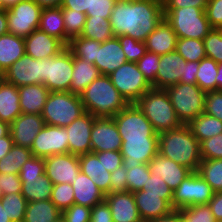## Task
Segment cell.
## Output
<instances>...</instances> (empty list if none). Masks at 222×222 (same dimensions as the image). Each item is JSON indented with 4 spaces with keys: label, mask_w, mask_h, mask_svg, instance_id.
Listing matches in <instances>:
<instances>
[{
    "label": "cell",
    "mask_w": 222,
    "mask_h": 222,
    "mask_svg": "<svg viewBox=\"0 0 222 222\" xmlns=\"http://www.w3.org/2000/svg\"><path fill=\"white\" fill-rule=\"evenodd\" d=\"M154 1H157V2L161 3L162 5H164L167 0H154Z\"/></svg>",
    "instance_id": "75"
},
{
    "label": "cell",
    "mask_w": 222,
    "mask_h": 222,
    "mask_svg": "<svg viewBox=\"0 0 222 222\" xmlns=\"http://www.w3.org/2000/svg\"><path fill=\"white\" fill-rule=\"evenodd\" d=\"M8 33L6 10H0V36Z\"/></svg>",
    "instance_id": "69"
},
{
    "label": "cell",
    "mask_w": 222,
    "mask_h": 222,
    "mask_svg": "<svg viewBox=\"0 0 222 222\" xmlns=\"http://www.w3.org/2000/svg\"><path fill=\"white\" fill-rule=\"evenodd\" d=\"M164 18L163 5L154 0H116L109 18L114 37L145 42Z\"/></svg>",
    "instance_id": "1"
},
{
    "label": "cell",
    "mask_w": 222,
    "mask_h": 222,
    "mask_svg": "<svg viewBox=\"0 0 222 222\" xmlns=\"http://www.w3.org/2000/svg\"><path fill=\"white\" fill-rule=\"evenodd\" d=\"M45 123L40 114H20L10 124V134L14 145L31 148L35 137Z\"/></svg>",
    "instance_id": "21"
},
{
    "label": "cell",
    "mask_w": 222,
    "mask_h": 222,
    "mask_svg": "<svg viewBox=\"0 0 222 222\" xmlns=\"http://www.w3.org/2000/svg\"><path fill=\"white\" fill-rule=\"evenodd\" d=\"M25 54L24 38L6 33L0 36V73H4Z\"/></svg>",
    "instance_id": "31"
},
{
    "label": "cell",
    "mask_w": 222,
    "mask_h": 222,
    "mask_svg": "<svg viewBox=\"0 0 222 222\" xmlns=\"http://www.w3.org/2000/svg\"><path fill=\"white\" fill-rule=\"evenodd\" d=\"M55 222H66L63 217L61 216L58 220H56Z\"/></svg>",
    "instance_id": "77"
},
{
    "label": "cell",
    "mask_w": 222,
    "mask_h": 222,
    "mask_svg": "<svg viewBox=\"0 0 222 222\" xmlns=\"http://www.w3.org/2000/svg\"><path fill=\"white\" fill-rule=\"evenodd\" d=\"M165 90L182 124H188L192 119L204 113L207 92L197 84L177 83Z\"/></svg>",
    "instance_id": "7"
},
{
    "label": "cell",
    "mask_w": 222,
    "mask_h": 222,
    "mask_svg": "<svg viewBox=\"0 0 222 222\" xmlns=\"http://www.w3.org/2000/svg\"><path fill=\"white\" fill-rule=\"evenodd\" d=\"M158 153L183 165L193 172L202 161L200 142L194 137L187 124L158 134Z\"/></svg>",
    "instance_id": "2"
},
{
    "label": "cell",
    "mask_w": 222,
    "mask_h": 222,
    "mask_svg": "<svg viewBox=\"0 0 222 222\" xmlns=\"http://www.w3.org/2000/svg\"><path fill=\"white\" fill-rule=\"evenodd\" d=\"M33 156L47 158L55 154L69 153L68 134L65 127L45 124L30 148Z\"/></svg>",
    "instance_id": "13"
},
{
    "label": "cell",
    "mask_w": 222,
    "mask_h": 222,
    "mask_svg": "<svg viewBox=\"0 0 222 222\" xmlns=\"http://www.w3.org/2000/svg\"><path fill=\"white\" fill-rule=\"evenodd\" d=\"M176 51L186 60L200 62L206 57L204 41L191 38H177Z\"/></svg>",
    "instance_id": "43"
},
{
    "label": "cell",
    "mask_w": 222,
    "mask_h": 222,
    "mask_svg": "<svg viewBox=\"0 0 222 222\" xmlns=\"http://www.w3.org/2000/svg\"><path fill=\"white\" fill-rule=\"evenodd\" d=\"M120 152L126 169L148 164L158 154V138L122 140Z\"/></svg>",
    "instance_id": "18"
},
{
    "label": "cell",
    "mask_w": 222,
    "mask_h": 222,
    "mask_svg": "<svg viewBox=\"0 0 222 222\" xmlns=\"http://www.w3.org/2000/svg\"><path fill=\"white\" fill-rule=\"evenodd\" d=\"M41 8L61 7L63 0H33Z\"/></svg>",
    "instance_id": "68"
},
{
    "label": "cell",
    "mask_w": 222,
    "mask_h": 222,
    "mask_svg": "<svg viewBox=\"0 0 222 222\" xmlns=\"http://www.w3.org/2000/svg\"><path fill=\"white\" fill-rule=\"evenodd\" d=\"M115 2L116 0H93L91 3V11H87L86 16L109 19Z\"/></svg>",
    "instance_id": "55"
},
{
    "label": "cell",
    "mask_w": 222,
    "mask_h": 222,
    "mask_svg": "<svg viewBox=\"0 0 222 222\" xmlns=\"http://www.w3.org/2000/svg\"><path fill=\"white\" fill-rule=\"evenodd\" d=\"M10 134V124L0 120V138Z\"/></svg>",
    "instance_id": "71"
},
{
    "label": "cell",
    "mask_w": 222,
    "mask_h": 222,
    "mask_svg": "<svg viewBox=\"0 0 222 222\" xmlns=\"http://www.w3.org/2000/svg\"><path fill=\"white\" fill-rule=\"evenodd\" d=\"M126 177L127 169L123 165L117 168L115 171L111 172L110 193L128 191Z\"/></svg>",
    "instance_id": "59"
},
{
    "label": "cell",
    "mask_w": 222,
    "mask_h": 222,
    "mask_svg": "<svg viewBox=\"0 0 222 222\" xmlns=\"http://www.w3.org/2000/svg\"><path fill=\"white\" fill-rule=\"evenodd\" d=\"M208 0H167L163 8L195 7L206 8Z\"/></svg>",
    "instance_id": "62"
},
{
    "label": "cell",
    "mask_w": 222,
    "mask_h": 222,
    "mask_svg": "<svg viewBox=\"0 0 222 222\" xmlns=\"http://www.w3.org/2000/svg\"><path fill=\"white\" fill-rule=\"evenodd\" d=\"M43 8L33 0H24L6 10L8 33L26 38L38 29Z\"/></svg>",
    "instance_id": "12"
},
{
    "label": "cell",
    "mask_w": 222,
    "mask_h": 222,
    "mask_svg": "<svg viewBox=\"0 0 222 222\" xmlns=\"http://www.w3.org/2000/svg\"><path fill=\"white\" fill-rule=\"evenodd\" d=\"M62 212L74 204V189L70 183L53 185L50 199Z\"/></svg>",
    "instance_id": "46"
},
{
    "label": "cell",
    "mask_w": 222,
    "mask_h": 222,
    "mask_svg": "<svg viewBox=\"0 0 222 222\" xmlns=\"http://www.w3.org/2000/svg\"><path fill=\"white\" fill-rule=\"evenodd\" d=\"M142 190L147 193H173V190L158 175H151Z\"/></svg>",
    "instance_id": "61"
},
{
    "label": "cell",
    "mask_w": 222,
    "mask_h": 222,
    "mask_svg": "<svg viewBox=\"0 0 222 222\" xmlns=\"http://www.w3.org/2000/svg\"><path fill=\"white\" fill-rule=\"evenodd\" d=\"M90 222H113L111 209L106 201L91 208Z\"/></svg>",
    "instance_id": "60"
},
{
    "label": "cell",
    "mask_w": 222,
    "mask_h": 222,
    "mask_svg": "<svg viewBox=\"0 0 222 222\" xmlns=\"http://www.w3.org/2000/svg\"><path fill=\"white\" fill-rule=\"evenodd\" d=\"M13 145L11 134L0 138V160L10 152Z\"/></svg>",
    "instance_id": "66"
},
{
    "label": "cell",
    "mask_w": 222,
    "mask_h": 222,
    "mask_svg": "<svg viewBox=\"0 0 222 222\" xmlns=\"http://www.w3.org/2000/svg\"><path fill=\"white\" fill-rule=\"evenodd\" d=\"M95 117L85 112L66 126L68 134L69 153L82 155L91 152V131Z\"/></svg>",
    "instance_id": "20"
},
{
    "label": "cell",
    "mask_w": 222,
    "mask_h": 222,
    "mask_svg": "<svg viewBox=\"0 0 222 222\" xmlns=\"http://www.w3.org/2000/svg\"><path fill=\"white\" fill-rule=\"evenodd\" d=\"M80 97L85 111L94 117H113L129 104L110 77L102 74L87 86Z\"/></svg>",
    "instance_id": "3"
},
{
    "label": "cell",
    "mask_w": 222,
    "mask_h": 222,
    "mask_svg": "<svg viewBox=\"0 0 222 222\" xmlns=\"http://www.w3.org/2000/svg\"><path fill=\"white\" fill-rule=\"evenodd\" d=\"M186 60L175 50L160 55L156 80L151 84L153 89H166L180 82L184 76Z\"/></svg>",
    "instance_id": "19"
},
{
    "label": "cell",
    "mask_w": 222,
    "mask_h": 222,
    "mask_svg": "<svg viewBox=\"0 0 222 222\" xmlns=\"http://www.w3.org/2000/svg\"><path fill=\"white\" fill-rule=\"evenodd\" d=\"M33 157L29 148L13 145L10 152L0 160V173L19 175L22 166Z\"/></svg>",
    "instance_id": "37"
},
{
    "label": "cell",
    "mask_w": 222,
    "mask_h": 222,
    "mask_svg": "<svg viewBox=\"0 0 222 222\" xmlns=\"http://www.w3.org/2000/svg\"><path fill=\"white\" fill-rule=\"evenodd\" d=\"M111 209L113 222H141L135 198L132 192H114L105 196Z\"/></svg>",
    "instance_id": "24"
},
{
    "label": "cell",
    "mask_w": 222,
    "mask_h": 222,
    "mask_svg": "<svg viewBox=\"0 0 222 222\" xmlns=\"http://www.w3.org/2000/svg\"><path fill=\"white\" fill-rule=\"evenodd\" d=\"M148 168L151 175L160 176L173 191L193 172L159 153L148 163Z\"/></svg>",
    "instance_id": "23"
},
{
    "label": "cell",
    "mask_w": 222,
    "mask_h": 222,
    "mask_svg": "<svg viewBox=\"0 0 222 222\" xmlns=\"http://www.w3.org/2000/svg\"><path fill=\"white\" fill-rule=\"evenodd\" d=\"M107 171L113 172L123 165V157L120 151L94 152Z\"/></svg>",
    "instance_id": "56"
},
{
    "label": "cell",
    "mask_w": 222,
    "mask_h": 222,
    "mask_svg": "<svg viewBox=\"0 0 222 222\" xmlns=\"http://www.w3.org/2000/svg\"><path fill=\"white\" fill-rule=\"evenodd\" d=\"M108 76L129 104L135 103L152 89V85L138 69L136 62L127 61Z\"/></svg>",
    "instance_id": "9"
},
{
    "label": "cell",
    "mask_w": 222,
    "mask_h": 222,
    "mask_svg": "<svg viewBox=\"0 0 222 222\" xmlns=\"http://www.w3.org/2000/svg\"><path fill=\"white\" fill-rule=\"evenodd\" d=\"M62 212L51 200L28 202L23 222H55Z\"/></svg>",
    "instance_id": "35"
},
{
    "label": "cell",
    "mask_w": 222,
    "mask_h": 222,
    "mask_svg": "<svg viewBox=\"0 0 222 222\" xmlns=\"http://www.w3.org/2000/svg\"><path fill=\"white\" fill-rule=\"evenodd\" d=\"M163 12L177 38L203 40L213 29L206 17L205 8H163Z\"/></svg>",
    "instance_id": "5"
},
{
    "label": "cell",
    "mask_w": 222,
    "mask_h": 222,
    "mask_svg": "<svg viewBox=\"0 0 222 222\" xmlns=\"http://www.w3.org/2000/svg\"><path fill=\"white\" fill-rule=\"evenodd\" d=\"M20 180L21 193L27 202L51 199L54 184L45 173L41 176L20 177Z\"/></svg>",
    "instance_id": "30"
},
{
    "label": "cell",
    "mask_w": 222,
    "mask_h": 222,
    "mask_svg": "<svg viewBox=\"0 0 222 222\" xmlns=\"http://www.w3.org/2000/svg\"><path fill=\"white\" fill-rule=\"evenodd\" d=\"M44 173L54 185L72 183L80 172L79 156L71 153L55 154L44 158Z\"/></svg>",
    "instance_id": "17"
},
{
    "label": "cell",
    "mask_w": 222,
    "mask_h": 222,
    "mask_svg": "<svg viewBox=\"0 0 222 222\" xmlns=\"http://www.w3.org/2000/svg\"><path fill=\"white\" fill-rule=\"evenodd\" d=\"M187 125L199 142L222 133V121L206 113L192 119Z\"/></svg>",
    "instance_id": "36"
},
{
    "label": "cell",
    "mask_w": 222,
    "mask_h": 222,
    "mask_svg": "<svg viewBox=\"0 0 222 222\" xmlns=\"http://www.w3.org/2000/svg\"><path fill=\"white\" fill-rule=\"evenodd\" d=\"M1 203L11 222L24 221L28 202L22 193L3 195Z\"/></svg>",
    "instance_id": "42"
},
{
    "label": "cell",
    "mask_w": 222,
    "mask_h": 222,
    "mask_svg": "<svg viewBox=\"0 0 222 222\" xmlns=\"http://www.w3.org/2000/svg\"><path fill=\"white\" fill-rule=\"evenodd\" d=\"M90 140L91 152L121 150L122 138L113 117H95Z\"/></svg>",
    "instance_id": "16"
},
{
    "label": "cell",
    "mask_w": 222,
    "mask_h": 222,
    "mask_svg": "<svg viewBox=\"0 0 222 222\" xmlns=\"http://www.w3.org/2000/svg\"><path fill=\"white\" fill-rule=\"evenodd\" d=\"M93 0H63L61 4L62 9H72L81 13L91 11V3Z\"/></svg>",
    "instance_id": "63"
},
{
    "label": "cell",
    "mask_w": 222,
    "mask_h": 222,
    "mask_svg": "<svg viewBox=\"0 0 222 222\" xmlns=\"http://www.w3.org/2000/svg\"><path fill=\"white\" fill-rule=\"evenodd\" d=\"M177 211L183 222H217L208 204L188 206Z\"/></svg>",
    "instance_id": "45"
},
{
    "label": "cell",
    "mask_w": 222,
    "mask_h": 222,
    "mask_svg": "<svg viewBox=\"0 0 222 222\" xmlns=\"http://www.w3.org/2000/svg\"><path fill=\"white\" fill-rule=\"evenodd\" d=\"M159 62L160 55L149 51L136 62L138 69L143 73L150 84L156 80Z\"/></svg>",
    "instance_id": "50"
},
{
    "label": "cell",
    "mask_w": 222,
    "mask_h": 222,
    "mask_svg": "<svg viewBox=\"0 0 222 222\" xmlns=\"http://www.w3.org/2000/svg\"><path fill=\"white\" fill-rule=\"evenodd\" d=\"M0 222H11L0 200Z\"/></svg>",
    "instance_id": "73"
},
{
    "label": "cell",
    "mask_w": 222,
    "mask_h": 222,
    "mask_svg": "<svg viewBox=\"0 0 222 222\" xmlns=\"http://www.w3.org/2000/svg\"><path fill=\"white\" fill-rule=\"evenodd\" d=\"M73 74V55L65 47L56 56L43 59L44 84L50 92H69Z\"/></svg>",
    "instance_id": "8"
},
{
    "label": "cell",
    "mask_w": 222,
    "mask_h": 222,
    "mask_svg": "<svg viewBox=\"0 0 222 222\" xmlns=\"http://www.w3.org/2000/svg\"><path fill=\"white\" fill-rule=\"evenodd\" d=\"M74 189V203L92 208L96 204L105 201V194L99 189L90 177L83 172L71 183Z\"/></svg>",
    "instance_id": "27"
},
{
    "label": "cell",
    "mask_w": 222,
    "mask_h": 222,
    "mask_svg": "<svg viewBox=\"0 0 222 222\" xmlns=\"http://www.w3.org/2000/svg\"><path fill=\"white\" fill-rule=\"evenodd\" d=\"M25 54L34 59H46L56 56L66 46L57 38L36 29L24 38Z\"/></svg>",
    "instance_id": "22"
},
{
    "label": "cell",
    "mask_w": 222,
    "mask_h": 222,
    "mask_svg": "<svg viewBox=\"0 0 222 222\" xmlns=\"http://www.w3.org/2000/svg\"><path fill=\"white\" fill-rule=\"evenodd\" d=\"M154 130L160 132L179 128L182 123L177 118L170 97L164 89H151L136 102Z\"/></svg>",
    "instance_id": "4"
},
{
    "label": "cell",
    "mask_w": 222,
    "mask_h": 222,
    "mask_svg": "<svg viewBox=\"0 0 222 222\" xmlns=\"http://www.w3.org/2000/svg\"><path fill=\"white\" fill-rule=\"evenodd\" d=\"M62 13L67 46L70 39L82 34L86 22V14L72 9H62Z\"/></svg>",
    "instance_id": "44"
},
{
    "label": "cell",
    "mask_w": 222,
    "mask_h": 222,
    "mask_svg": "<svg viewBox=\"0 0 222 222\" xmlns=\"http://www.w3.org/2000/svg\"><path fill=\"white\" fill-rule=\"evenodd\" d=\"M176 41V33L165 18H163L157 27L149 34L145 44L147 51L163 55L176 50Z\"/></svg>",
    "instance_id": "26"
},
{
    "label": "cell",
    "mask_w": 222,
    "mask_h": 222,
    "mask_svg": "<svg viewBox=\"0 0 222 222\" xmlns=\"http://www.w3.org/2000/svg\"><path fill=\"white\" fill-rule=\"evenodd\" d=\"M212 187L197 173L192 172L173 191L172 207L180 208L208 204L214 196Z\"/></svg>",
    "instance_id": "11"
},
{
    "label": "cell",
    "mask_w": 222,
    "mask_h": 222,
    "mask_svg": "<svg viewBox=\"0 0 222 222\" xmlns=\"http://www.w3.org/2000/svg\"><path fill=\"white\" fill-rule=\"evenodd\" d=\"M18 87L4 81L0 88V120L11 124L20 114Z\"/></svg>",
    "instance_id": "32"
},
{
    "label": "cell",
    "mask_w": 222,
    "mask_h": 222,
    "mask_svg": "<svg viewBox=\"0 0 222 222\" xmlns=\"http://www.w3.org/2000/svg\"><path fill=\"white\" fill-rule=\"evenodd\" d=\"M99 76L100 72L94 64L73 57V74L69 92L80 95Z\"/></svg>",
    "instance_id": "33"
},
{
    "label": "cell",
    "mask_w": 222,
    "mask_h": 222,
    "mask_svg": "<svg viewBox=\"0 0 222 222\" xmlns=\"http://www.w3.org/2000/svg\"><path fill=\"white\" fill-rule=\"evenodd\" d=\"M0 10H4V5H3V1L0 0Z\"/></svg>",
    "instance_id": "76"
},
{
    "label": "cell",
    "mask_w": 222,
    "mask_h": 222,
    "mask_svg": "<svg viewBox=\"0 0 222 222\" xmlns=\"http://www.w3.org/2000/svg\"><path fill=\"white\" fill-rule=\"evenodd\" d=\"M38 29L59 39L66 46V32L61 7L43 8Z\"/></svg>",
    "instance_id": "34"
},
{
    "label": "cell",
    "mask_w": 222,
    "mask_h": 222,
    "mask_svg": "<svg viewBox=\"0 0 222 222\" xmlns=\"http://www.w3.org/2000/svg\"><path fill=\"white\" fill-rule=\"evenodd\" d=\"M2 197H3V194H2V191L0 189V200L2 199Z\"/></svg>",
    "instance_id": "78"
},
{
    "label": "cell",
    "mask_w": 222,
    "mask_h": 222,
    "mask_svg": "<svg viewBox=\"0 0 222 222\" xmlns=\"http://www.w3.org/2000/svg\"><path fill=\"white\" fill-rule=\"evenodd\" d=\"M5 81L4 75L2 73H0V88L2 83Z\"/></svg>",
    "instance_id": "74"
},
{
    "label": "cell",
    "mask_w": 222,
    "mask_h": 222,
    "mask_svg": "<svg viewBox=\"0 0 222 222\" xmlns=\"http://www.w3.org/2000/svg\"><path fill=\"white\" fill-rule=\"evenodd\" d=\"M22 182L17 174L0 173V189L3 195L21 193Z\"/></svg>",
    "instance_id": "58"
},
{
    "label": "cell",
    "mask_w": 222,
    "mask_h": 222,
    "mask_svg": "<svg viewBox=\"0 0 222 222\" xmlns=\"http://www.w3.org/2000/svg\"><path fill=\"white\" fill-rule=\"evenodd\" d=\"M151 173L148 168V164H140L139 166L127 169V185L128 191L135 192L142 190L145 183L150 178Z\"/></svg>",
    "instance_id": "49"
},
{
    "label": "cell",
    "mask_w": 222,
    "mask_h": 222,
    "mask_svg": "<svg viewBox=\"0 0 222 222\" xmlns=\"http://www.w3.org/2000/svg\"><path fill=\"white\" fill-rule=\"evenodd\" d=\"M196 172L215 193L222 192V159L202 160Z\"/></svg>",
    "instance_id": "40"
},
{
    "label": "cell",
    "mask_w": 222,
    "mask_h": 222,
    "mask_svg": "<svg viewBox=\"0 0 222 222\" xmlns=\"http://www.w3.org/2000/svg\"><path fill=\"white\" fill-rule=\"evenodd\" d=\"M5 81L16 87L42 84L43 59H34L24 54L14 62L4 73Z\"/></svg>",
    "instance_id": "14"
},
{
    "label": "cell",
    "mask_w": 222,
    "mask_h": 222,
    "mask_svg": "<svg viewBox=\"0 0 222 222\" xmlns=\"http://www.w3.org/2000/svg\"><path fill=\"white\" fill-rule=\"evenodd\" d=\"M80 95L70 92H50L42 110L44 123L66 127L85 113Z\"/></svg>",
    "instance_id": "6"
},
{
    "label": "cell",
    "mask_w": 222,
    "mask_h": 222,
    "mask_svg": "<svg viewBox=\"0 0 222 222\" xmlns=\"http://www.w3.org/2000/svg\"><path fill=\"white\" fill-rule=\"evenodd\" d=\"M113 119L122 140L158 138V133L135 103L128 104Z\"/></svg>",
    "instance_id": "10"
},
{
    "label": "cell",
    "mask_w": 222,
    "mask_h": 222,
    "mask_svg": "<svg viewBox=\"0 0 222 222\" xmlns=\"http://www.w3.org/2000/svg\"><path fill=\"white\" fill-rule=\"evenodd\" d=\"M117 38L127 61L137 62L147 52L145 42L138 41L127 35H120Z\"/></svg>",
    "instance_id": "48"
},
{
    "label": "cell",
    "mask_w": 222,
    "mask_h": 222,
    "mask_svg": "<svg viewBox=\"0 0 222 222\" xmlns=\"http://www.w3.org/2000/svg\"><path fill=\"white\" fill-rule=\"evenodd\" d=\"M150 222H183L180 213L173 210L171 213L160 217L159 219L151 220Z\"/></svg>",
    "instance_id": "67"
},
{
    "label": "cell",
    "mask_w": 222,
    "mask_h": 222,
    "mask_svg": "<svg viewBox=\"0 0 222 222\" xmlns=\"http://www.w3.org/2000/svg\"><path fill=\"white\" fill-rule=\"evenodd\" d=\"M206 57L222 62V30L213 28L203 39Z\"/></svg>",
    "instance_id": "47"
},
{
    "label": "cell",
    "mask_w": 222,
    "mask_h": 222,
    "mask_svg": "<svg viewBox=\"0 0 222 222\" xmlns=\"http://www.w3.org/2000/svg\"><path fill=\"white\" fill-rule=\"evenodd\" d=\"M79 165L80 171L90 177L105 195L110 193L111 172L107 171L94 152L79 155Z\"/></svg>",
    "instance_id": "28"
},
{
    "label": "cell",
    "mask_w": 222,
    "mask_h": 222,
    "mask_svg": "<svg viewBox=\"0 0 222 222\" xmlns=\"http://www.w3.org/2000/svg\"><path fill=\"white\" fill-rule=\"evenodd\" d=\"M218 63L212 58L205 57L199 62L198 71L196 74V84L204 91L216 90V76Z\"/></svg>",
    "instance_id": "41"
},
{
    "label": "cell",
    "mask_w": 222,
    "mask_h": 222,
    "mask_svg": "<svg viewBox=\"0 0 222 222\" xmlns=\"http://www.w3.org/2000/svg\"><path fill=\"white\" fill-rule=\"evenodd\" d=\"M204 113L222 121V90L206 93Z\"/></svg>",
    "instance_id": "52"
},
{
    "label": "cell",
    "mask_w": 222,
    "mask_h": 222,
    "mask_svg": "<svg viewBox=\"0 0 222 222\" xmlns=\"http://www.w3.org/2000/svg\"><path fill=\"white\" fill-rule=\"evenodd\" d=\"M205 14L212 28L222 29V0H208Z\"/></svg>",
    "instance_id": "54"
},
{
    "label": "cell",
    "mask_w": 222,
    "mask_h": 222,
    "mask_svg": "<svg viewBox=\"0 0 222 222\" xmlns=\"http://www.w3.org/2000/svg\"><path fill=\"white\" fill-rule=\"evenodd\" d=\"M218 73L216 76V90H222V62L218 63Z\"/></svg>",
    "instance_id": "70"
},
{
    "label": "cell",
    "mask_w": 222,
    "mask_h": 222,
    "mask_svg": "<svg viewBox=\"0 0 222 222\" xmlns=\"http://www.w3.org/2000/svg\"><path fill=\"white\" fill-rule=\"evenodd\" d=\"M202 160L222 159V133L200 142Z\"/></svg>",
    "instance_id": "51"
},
{
    "label": "cell",
    "mask_w": 222,
    "mask_h": 222,
    "mask_svg": "<svg viewBox=\"0 0 222 222\" xmlns=\"http://www.w3.org/2000/svg\"><path fill=\"white\" fill-rule=\"evenodd\" d=\"M4 5V10H8L11 7L17 5L19 2L24 0H2Z\"/></svg>",
    "instance_id": "72"
},
{
    "label": "cell",
    "mask_w": 222,
    "mask_h": 222,
    "mask_svg": "<svg viewBox=\"0 0 222 222\" xmlns=\"http://www.w3.org/2000/svg\"><path fill=\"white\" fill-rule=\"evenodd\" d=\"M91 208L73 204L62 211V217L66 222H90Z\"/></svg>",
    "instance_id": "53"
},
{
    "label": "cell",
    "mask_w": 222,
    "mask_h": 222,
    "mask_svg": "<svg viewBox=\"0 0 222 222\" xmlns=\"http://www.w3.org/2000/svg\"><path fill=\"white\" fill-rule=\"evenodd\" d=\"M45 161L44 158L36 156L31 157L22 166L19 173L20 177L41 176L44 174Z\"/></svg>",
    "instance_id": "57"
},
{
    "label": "cell",
    "mask_w": 222,
    "mask_h": 222,
    "mask_svg": "<svg viewBox=\"0 0 222 222\" xmlns=\"http://www.w3.org/2000/svg\"><path fill=\"white\" fill-rule=\"evenodd\" d=\"M208 205L211 208L212 214L214 215L217 222L222 221V192L214 193V196L209 201Z\"/></svg>",
    "instance_id": "65"
},
{
    "label": "cell",
    "mask_w": 222,
    "mask_h": 222,
    "mask_svg": "<svg viewBox=\"0 0 222 222\" xmlns=\"http://www.w3.org/2000/svg\"><path fill=\"white\" fill-rule=\"evenodd\" d=\"M20 108L25 114H40L50 91L44 84L26 85L18 88Z\"/></svg>",
    "instance_id": "29"
},
{
    "label": "cell",
    "mask_w": 222,
    "mask_h": 222,
    "mask_svg": "<svg viewBox=\"0 0 222 222\" xmlns=\"http://www.w3.org/2000/svg\"><path fill=\"white\" fill-rule=\"evenodd\" d=\"M199 62L186 61L184 76H181L179 83L196 84V74L198 71Z\"/></svg>",
    "instance_id": "64"
},
{
    "label": "cell",
    "mask_w": 222,
    "mask_h": 222,
    "mask_svg": "<svg viewBox=\"0 0 222 222\" xmlns=\"http://www.w3.org/2000/svg\"><path fill=\"white\" fill-rule=\"evenodd\" d=\"M126 62V55L117 37L101 42L97 48L94 65L102 75L108 76Z\"/></svg>",
    "instance_id": "25"
},
{
    "label": "cell",
    "mask_w": 222,
    "mask_h": 222,
    "mask_svg": "<svg viewBox=\"0 0 222 222\" xmlns=\"http://www.w3.org/2000/svg\"><path fill=\"white\" fill-rule=\"evenodd\" d=\"M100 45L101 42L99 41L84 38L82 36H76L69 40L66 47L71 51L73 57H77L81 60L94 64L97 48H99Z\"/></svg>",
    "instance_id": "39"
},
{
    "label": "cell",
    "mask_w": 222,
    "mask_h": 222,
    "mask_svg": "<svg viewBox=\"0 0 222 222\" xmlns=\"http://www.w3.org/2000/svg\"><path fill=\"white\" fill-rule=\"evenodd\" d=\"M142 221L159 219L171 213L173 193H147L146 190L133 192Z\"/></svg>",
    "instance_id": "15"
},
{
    "label": "cell",
    "mask_w": 222,
    "mask_h": 222,
    "mask_svg": "<svg viewBox=\"0 0 222 222\" xmlns=\"http://www.w3.org/2000/svg\"><path fill=\"white\" fill-rule=\"evenodd\" d=\"M84 38L104 42L114 37L109 19L86 16V22L82 34Z\"/></svg>",
    "instance_id": "38"
}]
</instances>
